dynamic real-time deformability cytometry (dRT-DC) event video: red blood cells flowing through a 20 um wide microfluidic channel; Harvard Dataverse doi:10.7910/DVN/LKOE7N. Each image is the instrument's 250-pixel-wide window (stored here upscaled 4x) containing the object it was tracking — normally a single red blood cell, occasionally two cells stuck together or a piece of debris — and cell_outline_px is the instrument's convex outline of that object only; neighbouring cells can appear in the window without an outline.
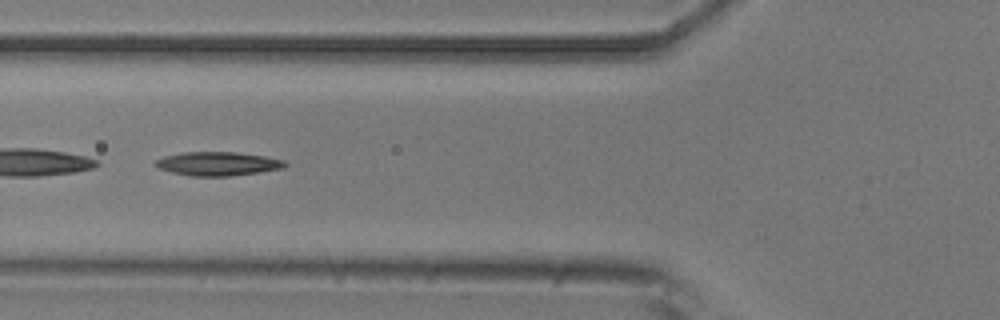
{"species": "common noctule bat (a hibernating species)", "species_latin": "Nyctalus noctula", "temperature_condition": "room temperature", "stored_images_in_passage": 53, "camera_frame_rate_fps": 3000, "um_per_image_px": 0.085, "animal": {"sex": "male", "body_mass_g": 20.5, "forearm_length_mm": 52.5}, "frame": {"image": 1, "passage_image": 20, "time_ms": 6.333, "image_size_px": [1000, 320], "cell_outline_px": [[288, 164], [284, 168], [260, 172], [228, 176], [192, 176], [172, 172], [156, 168], [156, 160], [164, 156], [184, 152], [236, 152], [264, 156], [284, 160]], "centroid_in_image_um": [18.53, 13.92], "position_along_channel_um": 107.3, "area_um2": 17.92}}
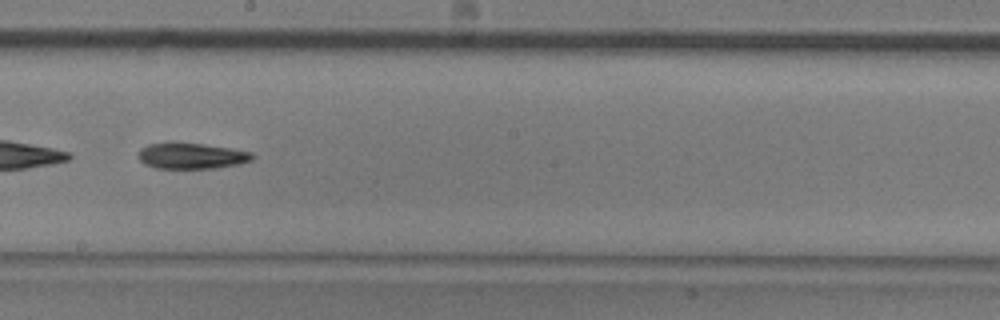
{"frame": {"image": 2, "passage_image": 30, "time_ms": 9.667, "image_size_px": [1000, 320], "cell_outline_px": [[256, 156], [252, 160], [240, 164], [216, 168], [156, 168], [144, 164], [140, 160], [140, 148], [148, 144], [204, 144], [232, 148], [252, 152]], "centroid_in_image_um": [16.36, 13.27], "position_along_channel_um": 231.8, "area_um2": 16.94}}
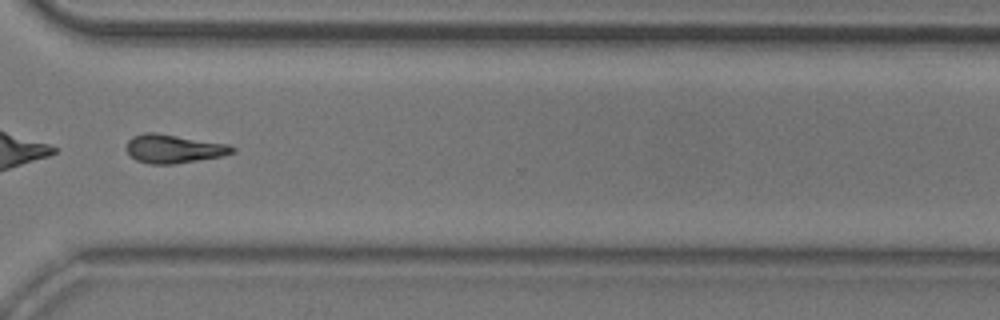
{"frame": {"image": 3, "passage_image": 40, "time_ms": 13.0, "image_size_px": [1000, 320], "cell_outline_px": [[236, 152], [224, 156], [176, 164], [152, 164], [136, 160], [124, 148], [128, 140], [132, 136], [144, 132], [156, 132], [228, 144], [236, 148]], "centroid_in_image_um": [14.77, 12.64], "position_along_channel_um": 355.8, "area_um2": 17.92}, "authors_computed_cell_mechanics": {"area_um2": 17.918, "velocity_mm_per_s": 3.7304, "shape_relaxation_time_tau1_ms": 8.1733, "shape_relaxation_time_tau2_ms": null, "deformation_change_tau1": 0.1761, "deformation_change_tau2": null}}